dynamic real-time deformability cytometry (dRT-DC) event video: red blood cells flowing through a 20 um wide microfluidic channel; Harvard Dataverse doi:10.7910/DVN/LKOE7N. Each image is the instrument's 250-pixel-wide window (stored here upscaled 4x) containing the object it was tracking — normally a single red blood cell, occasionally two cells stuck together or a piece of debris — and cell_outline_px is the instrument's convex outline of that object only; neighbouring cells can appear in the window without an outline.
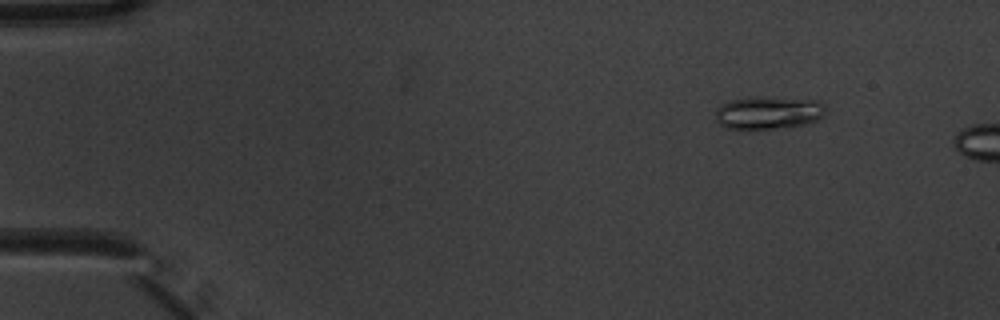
{"species": "common noctule bat (a hibernating species)", "species_latin": "Nyctalus noctula", "temperature_condition": "warm", "stored_images_in_passage": 3, "camera_frame_rate_fps": 3000, "um_per_image_px": 0.085, "animal": {"sex": "male", "body_mass_g": 20.1, "forearm_length_mm": 53.5}, "frame": {"image": 1, "passage_image": 2, "time_ms": 0.333, "image_size_px": [1000, 320], "cell_outline_px": [[824, 116], [820, 120], [808, 124], [748, 132], [724, 128], [716, 120], [716, 108], [728, 100], [752, 96], [772, 96], [820, 100], [824, 104]], "centroid_in_image_um": [65.29, 9.6], "position_along_channel_um": 19.7, "area_um2": 22.37}}